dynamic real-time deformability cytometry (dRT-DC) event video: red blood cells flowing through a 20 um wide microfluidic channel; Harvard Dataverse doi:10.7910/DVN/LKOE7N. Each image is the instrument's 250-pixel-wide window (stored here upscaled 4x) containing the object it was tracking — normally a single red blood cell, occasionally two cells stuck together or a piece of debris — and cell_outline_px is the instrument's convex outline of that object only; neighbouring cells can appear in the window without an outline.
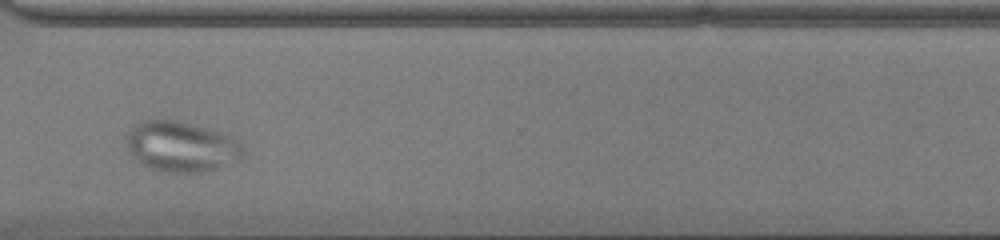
{"species": "common noctule bat (a hibernating species)", "species_latin": "Nyctalus noctula", "temperature_condition": "cold", "stored_images_in_passage": 37, "camera_frame_rate_fps": 3000, "um_per_image_px": 0.085, "animal": {"sex": "male", "body_mass_g": 13.0, "forearm_length_mm": 53.1}, "frame": {"image": 1, "passage_image": 27, "time_ms": 8.667, "image_size_px": [1000, 240], "cell_outline_px": [[244, 152], [240, 160], [204, 172], [168, 172], [152, 168], [144, 164], [132, 156], [128, 148], [124, 136], [136, 124], [144, 120], [172, 120], [192, 124], [220, 132], [232, 136], [240, 140], [244, 148]], "centroid_in_image_um": [15.44, 12.45], "position_along_channel_um": 355.2, "area_um2": 34.16}}